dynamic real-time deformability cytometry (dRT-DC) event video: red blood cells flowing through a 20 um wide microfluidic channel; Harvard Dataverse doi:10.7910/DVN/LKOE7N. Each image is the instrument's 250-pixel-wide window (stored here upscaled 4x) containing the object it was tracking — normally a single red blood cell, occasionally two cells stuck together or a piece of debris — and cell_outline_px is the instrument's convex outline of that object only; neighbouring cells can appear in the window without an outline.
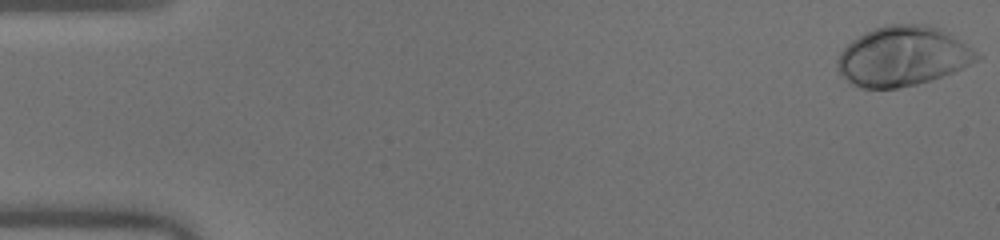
{"species": "human", "species_latin": "Homo sapiens", "temperature_condition": "warm", "stored_images_in_passage": 44, "camera_frame_rate_fps": 3000, "um_per_image_px": 0.085, "donor": {"sex": "male"}, "frame": {"image": 1, "passage_image": 1, "time_ms": 0.0, "image_size_px": [1000, 240], "cell_outline_px": [[984, 56], [952, 72], [932, 80], [916, 84], [896, 88], [864, 88], [848, 84], [836, 72], [836, 60], [840, 52], [852, 40], [864, 32], [888, 24], [932, 24], [948, 32]], "centroid_in_image_um": [76.69, 4.78], "position_along_channel_um": 8.3, "area_um2": 48.84}}
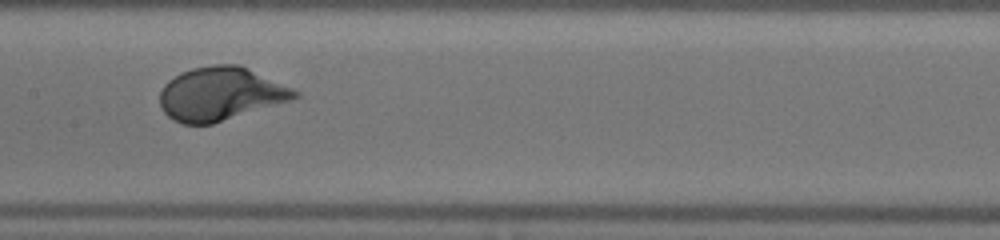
{"frame": {"image": 2, "passage_image": 26, "time_ms": 8.333, "image_size_px": [1000, 240], "cell_outline_px": [[300, 96], [292, 100], [212, 124], [184, 124], [172, 120], [160, 108], [160, 92], [164, 84], [168, 80], [180, 72], [192, 68], [212, 64], [240, 64], [292, 88], [300, 92]], "centroid_in_image_um": [18.73, 7.97], "position_along_channel_um": 188.7, "area_um2": 42.14}}
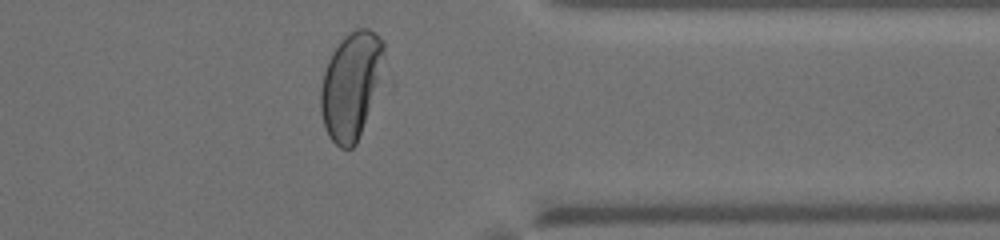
{"frame": {"image": 3, "passage_image": 41, "time_ms": 13.333, "image_size_px": [1000, 240], "cell_outline_px": [[396, 84], [356, 144], [352, 148], [340, 148], [328, 136], [324, 128], [320, 112], [320, 88], [324, 72], [328, 60], [332, 52], [344, 36], [356, 28], [368, 28], [376, 32], [384, 40], [396, 80]], "centroid_in_image_um": [30.18, 7.29], "position_along_channel_um": 381.2, "area_um2": 45.72}, "authors_computed_cell_mechanics": {"area_um2": 42.6564, "velocity_mm_per_s": 4.016, "shape_relaxation_time_tau1_ms": 2.4105, "shape_relaxation_time_tau2_ms": null, "deformation_change_tau1": 0.1843, "deformation_change_tau2": null}}